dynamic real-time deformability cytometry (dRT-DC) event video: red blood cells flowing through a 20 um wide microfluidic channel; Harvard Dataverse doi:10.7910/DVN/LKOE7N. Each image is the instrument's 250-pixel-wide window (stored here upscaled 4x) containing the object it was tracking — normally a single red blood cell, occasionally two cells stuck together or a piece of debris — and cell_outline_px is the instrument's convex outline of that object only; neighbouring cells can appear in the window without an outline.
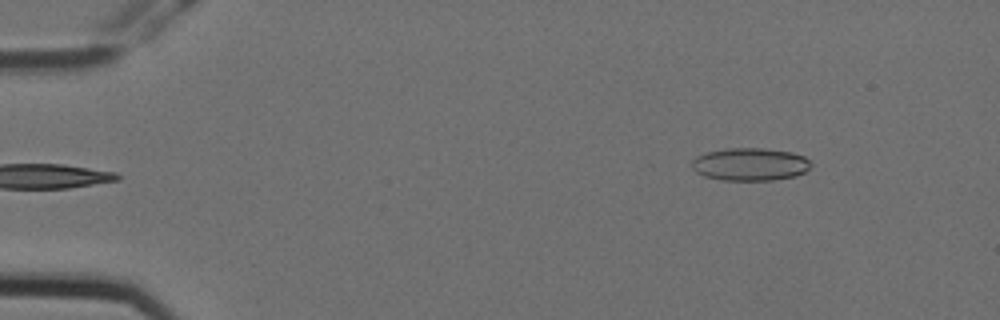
{"species": "Egyptian fruit bat (a non-hibernating species)", "species_latin": "Rousettus aegyptiacus", "temperature_condition": "cold", "stored_images_in_passage": 5, "segment_of_instrument_passage": [2, 2], "camera_frame_rate_fps": 3000, "um_per_image_px": 0.085, "animal": {"sex": "female"}, "frame": {"image": 1, "passage_image": 5, "time_ms": 1.333, "image_size_px": [1000, 320], "cell_outline_px": [[812, 164], [804, 172], [796, 176], [772, 180], [724, 180], [704, 176], [696, 172], [692, 168], [692, 160], [696, 156], [708, 152], [728, 148], [764, 148], [792, 152], [804, 156]], "centroid_in_image_um": [63.76, 13.96], "position_along_channel_um": 21.2, "area_um2": 22.72}}